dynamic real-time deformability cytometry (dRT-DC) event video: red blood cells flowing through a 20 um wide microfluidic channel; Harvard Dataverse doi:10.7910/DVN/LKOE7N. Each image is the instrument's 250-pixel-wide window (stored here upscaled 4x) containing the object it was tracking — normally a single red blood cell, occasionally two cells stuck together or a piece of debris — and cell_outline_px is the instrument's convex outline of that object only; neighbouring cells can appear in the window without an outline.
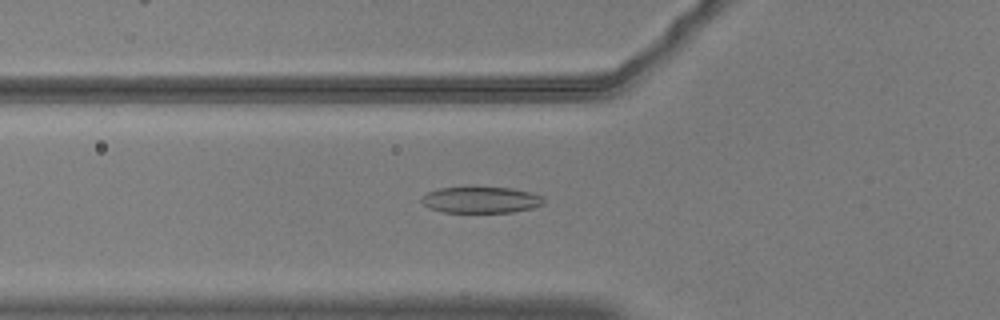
{"species": "common noctule bat (a hibernating species)", "species_latin": "Nyctalus noctula", "temperature_condition": "warm", "stored_images_in_passage": 56, "camera_frame_rate_fps": 3000, "um_per_image_px": 0.085, "animal": {"sex": "male", "body_mass_g": 20.5, "forearm_length_mm": 52.5}, "frame": {"image": 1, "passage_image": 21, "time_ms": 6.667, "image_size_px": [1000, 320], "cell_outline_px": [[544, 204], [532, 208], [512, 212], [444, 212], [428, 208], [420, 200], [428, 192], [440, 188], [464, 184], [472, 184], [512, 188], [544, 196]], "centroid_in_image_um": [40.86, 16.93], "position_along_channel_um": 84.9, "area_um2": 19.59}}
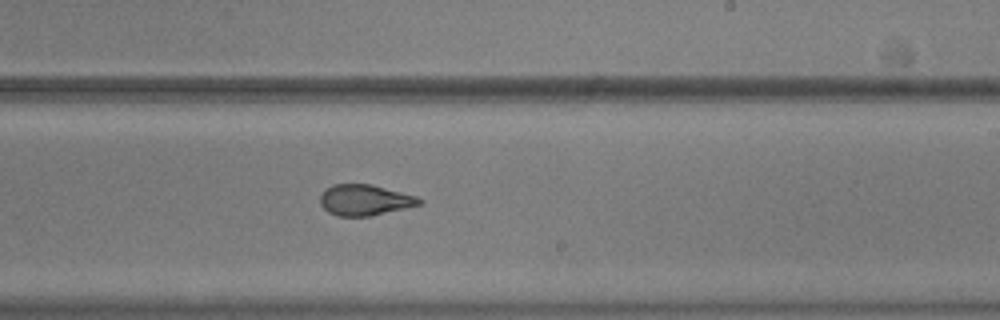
{"frame": {"image": 2, "passage_image": 35, "time_ms": 11.333, "image_size_px": [1000, 320], "cell_outline_px": [[424, 200], [420, 204], [404, 208], [368, 216], [336, 216], [328, 212], [320, 204], [320, 196], [332, 184], [372, 184], [416, 196]], "centroid_in_image_um": [30.99, 17.0], "position_along_channel_um": 258.0, "area_um2": 17.63}}
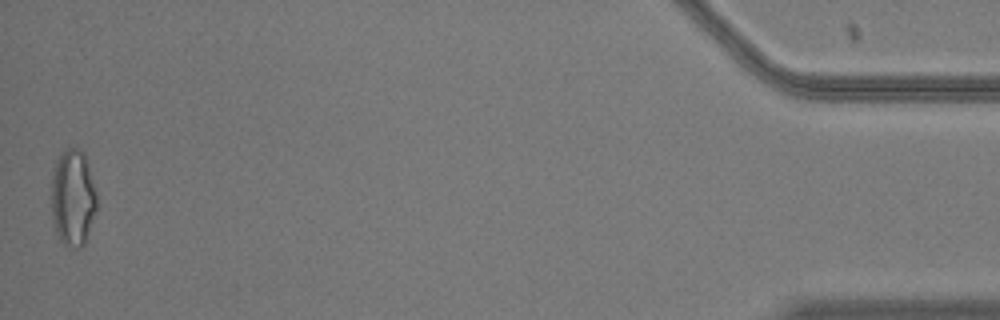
{"frame": {"image": 3, "passage_image": 56, "time_ms": 18.333, "image_size_px": [1000, 320], "cell_outline_px": [[96, 208], [84, 244], [80, 248], [76, 248], [64, 244], [60, 240], [56, 232], [52, 216], [52, 172], [60, 156], [68, 148], [80, 148], [84, 152], [88, 164], [96, 192]], "centroid_in_image_um": [6.2, 16.81], "position_along_channel_um": 429.0, "area_um2": 25.2}, "authors_computed_cell_mechanics": {"area_um2": 19.4786, "velocity_mm_per_s": 3.684, "shape_relaxation_time_tau1_ms": 4.3299, "shape_relaxation_time_tau2_ms": 1.1522, "deformation_change_tau1": 0.164, "deformation_change_tau2": 0.075}}